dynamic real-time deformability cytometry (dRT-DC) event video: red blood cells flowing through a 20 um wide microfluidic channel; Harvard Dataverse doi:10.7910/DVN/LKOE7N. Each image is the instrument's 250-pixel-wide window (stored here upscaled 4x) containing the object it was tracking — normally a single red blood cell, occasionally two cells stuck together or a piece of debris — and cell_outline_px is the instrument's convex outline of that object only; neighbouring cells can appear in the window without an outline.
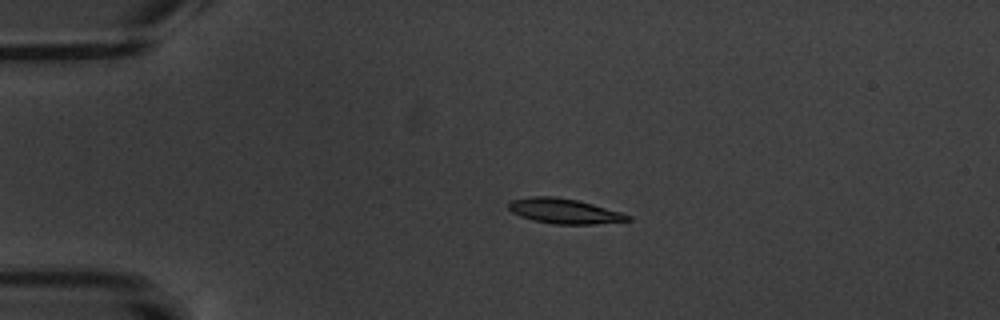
{"species": "common noctule bat (a hibernating species)", "species_latin": "Nyctalus noctula", "temperature_condition": "warm", "stored_images_in_passage": 3, "camera_frame_rate_fps": 3000, "um_per_image_px": 0.085, "animal": {"sex": "male", "body_mass_g": 20.1, "forearm_length_mm": 53.5}, "frame": {"image": 1, "passage_image": 1, "time_ms": 0.0, "image_size_px": [1000, 320], "cell_outline_px": [[632, 220], [596, 224], [552, 224], [532, 220], [520, 216], [512, 212], [508, 208], [508, 204], [512, 200], [532, 196], [556, 196], [576, 200], [592, 204], [620, 212], [632, 216]], "centroid_in_image_um": [47.95, 17.95], "position_along_channel_um": 37.0, "area_um2": 17.34}}
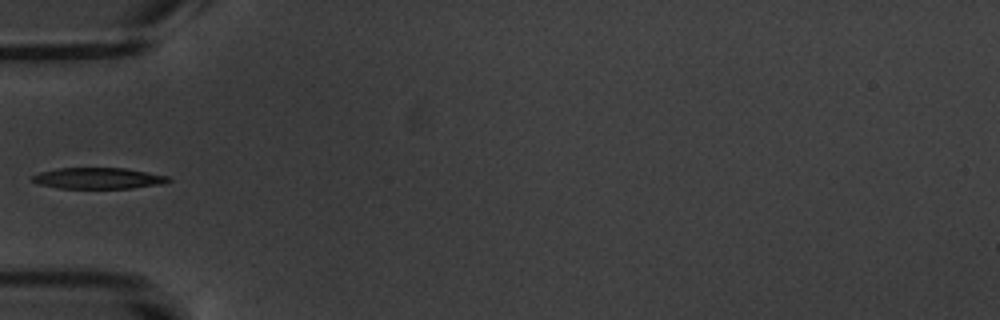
{"frame": {"image": 2, "passage_image": 3, "time_ms": 2.333, "image_size_px": [1000, 320], "cell_outline_px": [[172, 180], [160, 184], [132, 188], [60, 188], [36, 184], [32, 180], [32, 176], [40, 172], [56, 168], [124, 168], [148, 172], [168, 176]], "centroid_in_image_um": [8.33, 15.15], "position_along_channel_um": 76.7, "area_um2": 16.7}}